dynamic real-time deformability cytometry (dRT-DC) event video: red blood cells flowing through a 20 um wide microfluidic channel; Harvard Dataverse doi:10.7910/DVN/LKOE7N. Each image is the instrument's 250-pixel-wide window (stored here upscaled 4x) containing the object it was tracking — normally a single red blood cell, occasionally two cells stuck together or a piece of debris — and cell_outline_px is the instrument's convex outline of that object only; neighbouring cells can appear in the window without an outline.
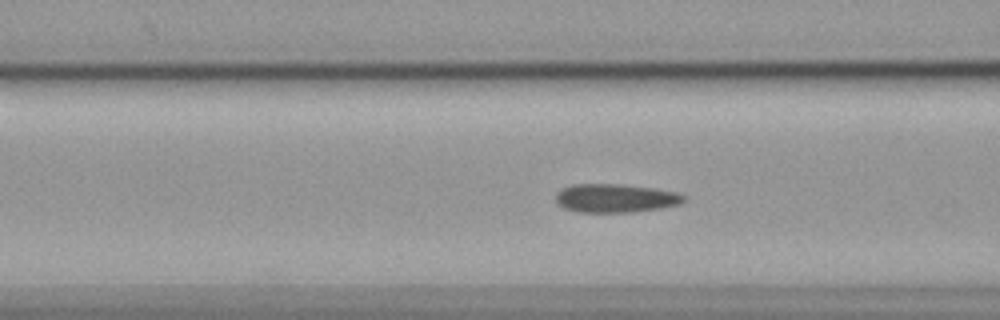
{"species": "common noctule bat (a hibernating species)", "species_latin": "Nyctalus noctula", "temperature_condition": "cold", "stored_images_in_passage": 48, "camera_frame_rate_fps": 3000, "um_per_image_px": 0.085, "animal": {"sex": "female", "body_mass_g": 19.9}, "frame": {"image": 1, "passage_image": 12, "time_ms": 3.667, "image_size_px": [1000, 320], "cell_outline_px": [[684, 200], [680, 204], [660, 208], [632, 212], [576, 212], [564, 208], [556, 200], [556, 192], [572, 184], [624, 184], [652, 188], [676, 192], [684, 196]], "centroid_in_image_um": [52.29, 16.84], "position_along_channel_um": 114.3, "area_um2": 21.21}}
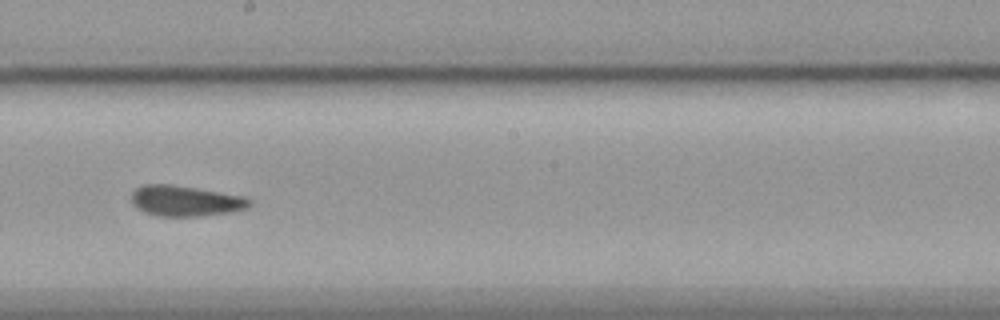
{"frame": {"image": 2, "passage_image": 22, "time_ms": 7.0, "image_size_px": [1000, 320], "cell_outline_px": [[252, 204], [248, 208], [228, 212], [200, 216], [160, 216], [144, 212], [136, 208], [132, 204], [132, 192], [136, 188], [144, 184], [172, 184], [244, 196], [252, 200]], "centroid_in_image_um": [15.76, 17.07], "position_along_channel_um": 232.4, "area_um2": 21.1}}
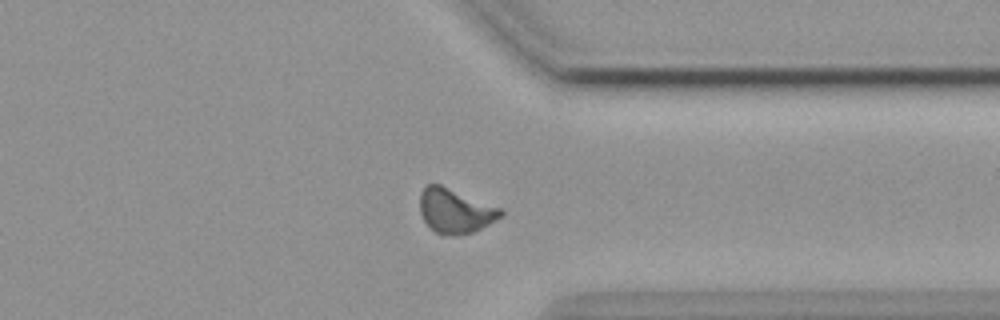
{"frame": {"image": 3, "passage_image": 34, "time_ms": 11.0, "image_size_px": [1000, 320], "cell_outline_px": [[504, 212], [496, 220], [472, 232], [452, 236], [444, 236], [436, 232], [424, 220], [420, 212], [420, 192], [428, 184], [440, 184], [504, 208]], "centroid_in_image_um": [38.71, 17.91], "position_along_channel_um": 372.7, "area_um2": 21.04}, "authors_computed_cell_mechanics": {"area_um2": 20.9236, "velocity_mm_per_s": 3.554, "shape_relaxation_time_tau1_ms": null, "shape_relaxation_time_tau2_ms": 5.0234, "deformation_change_tau1": null, "deformation_change_tau2": 0.0809}}